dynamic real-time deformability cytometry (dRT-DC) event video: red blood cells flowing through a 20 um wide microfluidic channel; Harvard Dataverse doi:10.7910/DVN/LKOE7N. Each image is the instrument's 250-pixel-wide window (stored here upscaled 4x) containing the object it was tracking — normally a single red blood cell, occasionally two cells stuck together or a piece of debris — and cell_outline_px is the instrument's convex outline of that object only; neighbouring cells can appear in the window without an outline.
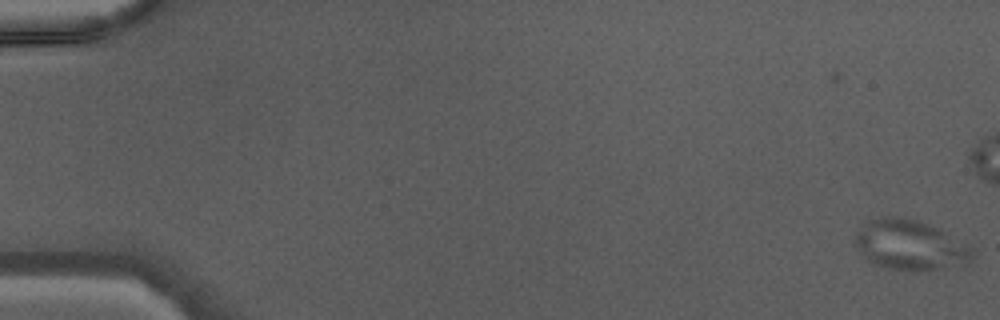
{"species": "Egyptian fruit bat (a non-hibernating species)", "species_latin": "Rousettus aegyptiacus", "temperature_condition": "warm", "stored_images_in_passage": 48, "camera_frame_rate_fps": 3000, "um_per_image_px": 0.085, "animal": {"sex": "male"}, "frame": {"image": 1, "passage_image": 1, "time_ms": 0.0, "image_size_px": [1000, 320], "cell_outline_px": [[972, 260], [936, 268], [916, 272], [888, 268], [864, 260], [852, 240], [864, 224], [868, 220], [880, 216], [896, 216], [916, 220], [940, 228], [972, 248]], "centroid_in_image_um": [77.26, 20.81], "position_along_channel_um": 7.7, "area_um2": 33.99}}
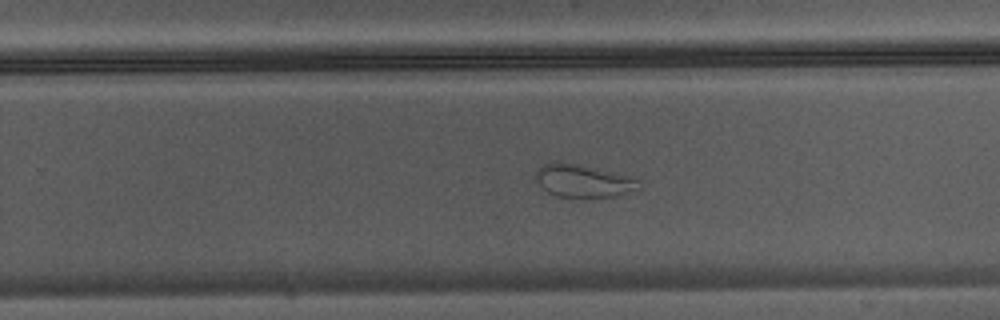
{"frame": {"image": 2, "passage_image": 31, "time_ms": 10.0, "image_size_px": [1000, 320], "cell_outline_px": [[640, 180], [632, 188], [616, 196], [556, 196], [548, 192], [536, 180], [536, 172], [544, 164], [576, 164], [632, 176]], "centroid_in_image_um": [49.54, 15.37], "position_along_channel_um": 280.3, "area_um2": 18.44}}
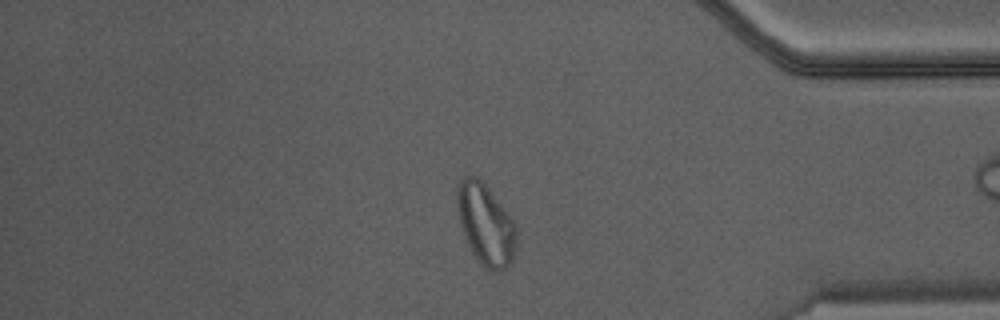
{"frame": {"image": 3, "passage_image": 40, "time_ms": 13.0, "image_size_px": [1000, 320], "cell_outline_px": [[516, 256], [512, 264], [500, 272], [496, 272], [488, 268], [476, 256], [460, 224], [460, 180], [464, 176], [476, 176], [488, 188], [512, 220], [516, 228]], "centroid_in_image_um": [41.37, 19.14], "position_along_channel_um": 393.8, "area_um2": 26.65}}